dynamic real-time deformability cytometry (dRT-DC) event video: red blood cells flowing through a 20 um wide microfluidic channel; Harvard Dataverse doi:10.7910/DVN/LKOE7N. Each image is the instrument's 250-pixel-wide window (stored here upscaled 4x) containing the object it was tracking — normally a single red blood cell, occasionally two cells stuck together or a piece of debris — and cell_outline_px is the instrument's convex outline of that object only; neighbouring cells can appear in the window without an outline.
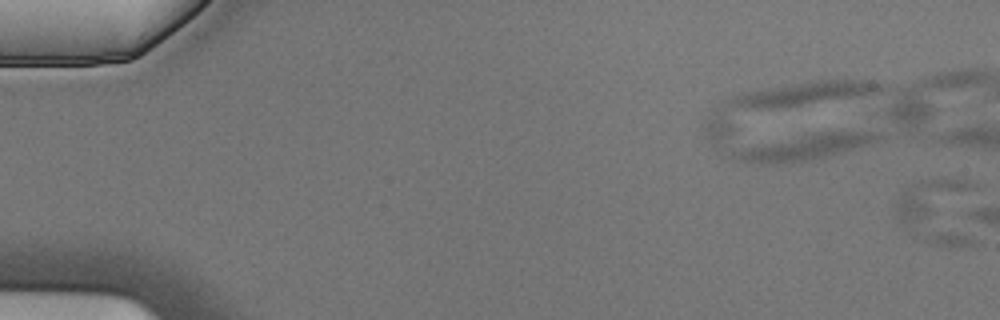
{"species": "Egyptian fruit bat (a non-hibernating species)", "species_latin": "Rousettus aegyptiacus", "temperature_condition": "cold", "stored_images_in_passage": 5, "camera_frame_rate_fps": 3000, "um_per_image_px": 0.085, "animal": {"sex": "male"}, "frame": {"image": 1, "passage_image": 1, "time_ms": 0.0, "image_size_px": [1000, 320], "cell_outline_px": [[976, 244], [948, 248], [928, 244], [912, 236], [908, 232], [896, 216], [896, 200], [908, 188], [920, 180], [956, 176], [968, 180], [976, 184]], "centroid_in_image_um": [79.91, 17.98], "position_along_channel_um": 5.1, "area_um2": 34.22}}